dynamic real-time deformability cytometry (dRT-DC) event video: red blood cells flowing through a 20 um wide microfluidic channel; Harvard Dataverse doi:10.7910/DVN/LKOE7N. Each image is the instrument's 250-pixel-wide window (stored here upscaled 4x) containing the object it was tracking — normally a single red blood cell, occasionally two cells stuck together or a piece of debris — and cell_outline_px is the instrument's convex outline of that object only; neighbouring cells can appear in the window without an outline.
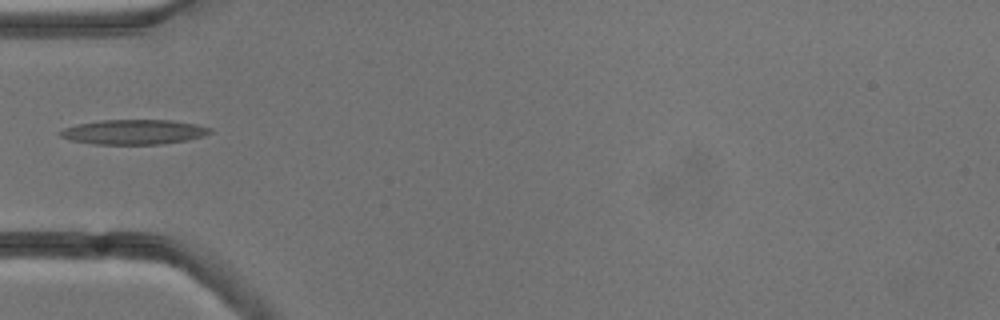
{"species": "common noctule bat (a hibernating species)", "species_latin": "Nyctalus noctula", "temperature_condition": "cold", "stored_images_in_passage": 9, "camera_frame_rate_fps": 3000, "um_per_image_px": 0.085, "animal": {"sex": "male", "body_mass_g": 13.3}, "frame": {"image": 1, "passage_image": 4, "time_ms": 3.667, "image_size_px": [1000, 320], "cell_outline_px": [[212, 132], [204, 136], [188, 140], [160, 144], [92, 144], [68, 140], [60, 136], [60, 132], [64, 128], [76, 124], [100, 120], [172, 120], [196, 124], [212, 128]], "centroid_in_image_um": [11.38, 11.22], "position_along_channel_um": 73.6, "area_um2": 21.79}}
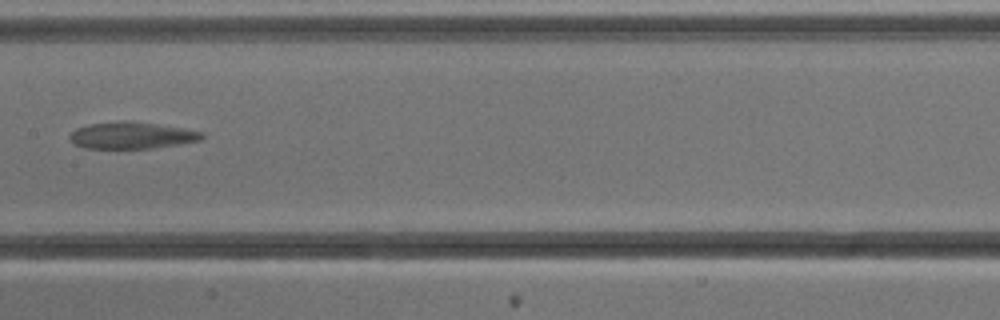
{"frame": {"image": 2, "passage_image": 7, "time_ms": 7.0, "image_size_px": [1000, 320], "cell_outline_px": [[204, 136], [200, 140], [180, 144], [152, 148], [84, 148], [76, 144], [68, 136], [76, 128], [88, 124], [120, 120], [124, 120], [156, 124], [184, 128], [204, 132]], "centroid_in_image_um": [11.2, 11.5], "position_along_channel_um": 196.2, "area_um2": 20.58}}
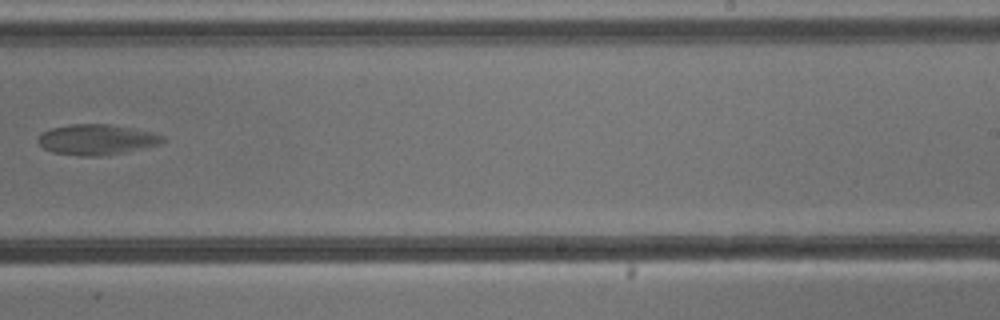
{"frame": {"image": 3, "passage_image": 9, "time_ms": 9.333, "image_size_px": [1000, 320], "cell_outline_px": [[168, 140], [160, 144], [124, 152], [100, 156], [76, 156], [52, 152], [44, 148], [36, 140], [44, 132], [52, 128], [72, 124], [108, 124], [156, 132], [164, 136]], "centroid_in_image_um": [8.27, 11.87], "position_along_channel_um": 280.7, "area_um2": 22.2}}